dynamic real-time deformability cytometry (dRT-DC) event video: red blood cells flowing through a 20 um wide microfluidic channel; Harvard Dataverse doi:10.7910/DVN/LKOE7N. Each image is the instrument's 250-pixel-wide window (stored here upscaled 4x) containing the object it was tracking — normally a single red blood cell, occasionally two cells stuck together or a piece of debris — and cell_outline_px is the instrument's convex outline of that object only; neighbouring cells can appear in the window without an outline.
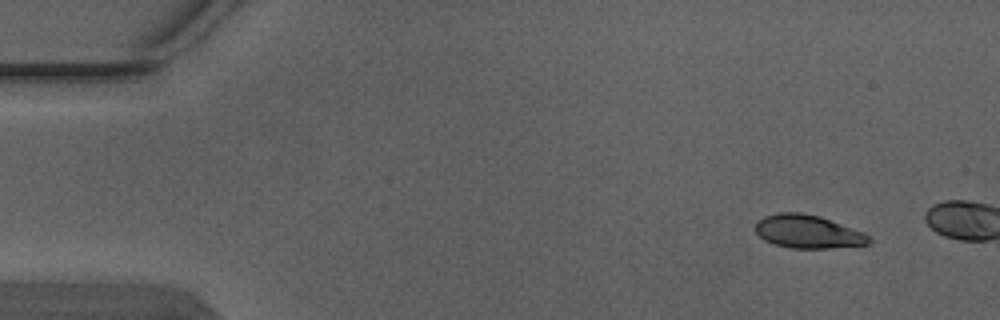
{"species": "Egyptian fruit bat (a non-hibernating species)", "species_latin": "Rousettus aegyptiacus", "temperature_condition": "warm", "stored_images_in_passage": 3, "camera_frame_rate_fps": 3000, "um_per_image_px": 0.085, "animal": {"sex": "male"}, "frame": {"image": 1, "passage_image": 1, "time_ms": 0.0, "image_size_px": [1000, 320], "cell_outline_px": [[872, 240], [868, 244], [832, 248], [792, 248], [776, 244], [764, 240], [756, 232], [756, 224], [764, 216], [780, 212], [800, 212], [820, 216], [864, 232], [872, 236]], "centroid_in_image_um": [68.72, 19.69], "position_along_channel_um": 16.3, "area_um2": 21.96}}